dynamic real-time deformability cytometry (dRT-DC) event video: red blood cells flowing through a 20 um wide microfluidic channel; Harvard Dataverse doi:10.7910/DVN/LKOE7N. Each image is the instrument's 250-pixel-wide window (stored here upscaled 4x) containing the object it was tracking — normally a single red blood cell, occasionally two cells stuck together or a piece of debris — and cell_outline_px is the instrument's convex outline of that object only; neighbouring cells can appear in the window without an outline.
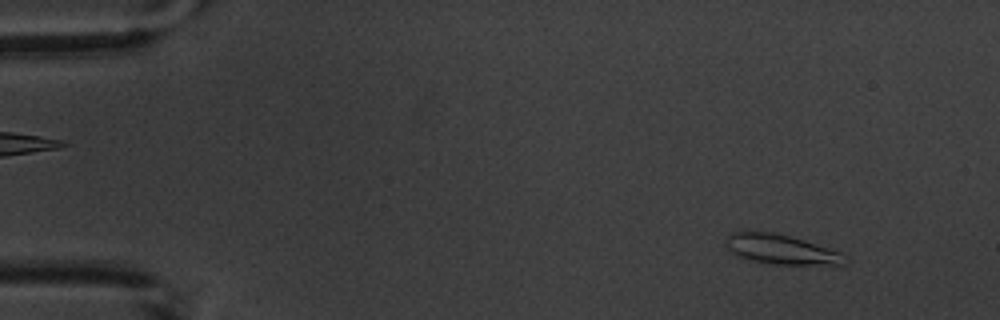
{"species": "common noctule bat (a hibernating species)", "species_latin": "Nyctalus noctula", "temperature_condition": "warm", "stored_images_in_passage": 4, "camera_frame_rate_fps": 3000, "um_per_image_px": 0.085, "animal": {"sex": "male", "body_mass_g": 20.1, "forearm_length_mm": 53.5}, "frame": {"image": 1, "passage_image": 1, "time_ms": 0.0, "image_size_px": [1000, 320], "cell_outline_px": [[852, 260], [848, 264], [776, 264], [752, 260], [736, 256], [728, 248], [728, 236], [732, 232], [740, 228], [772, 232], [804, 240], [840, 252]], "centroid_in_image_um": [66.38, 21.17], "position_along_channel_um": 18.6, "area_um2": 20.75}}
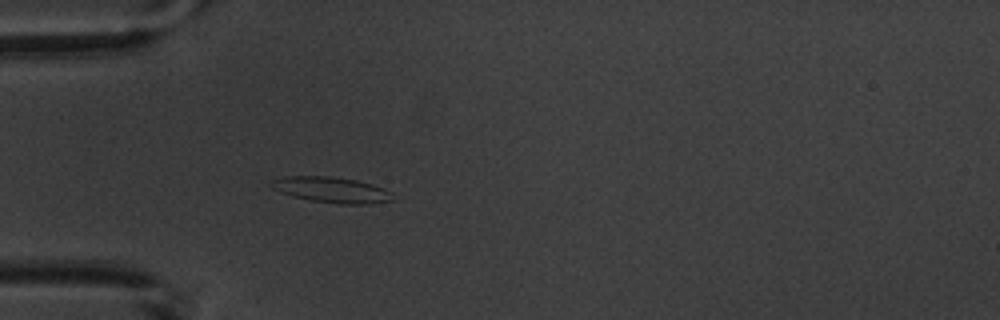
{"frame": {"image": 2, "passage_image": 4, "time_ms": 3.667, "image_size_px": [1000, 320], "cell_outline_px": [[396, 200], [368, 204], [340, 204], [312, 200], [280, 192], [272, 188], [268, 184], [272, 180], [284, 176], [328, 176], [356, 180], [372, 184], [384, 188], [392, 192]], "centroid_in_image_um": [28.23, 16.13], "position_along_channel_um": 56.8, "area_um2": 18.21}}